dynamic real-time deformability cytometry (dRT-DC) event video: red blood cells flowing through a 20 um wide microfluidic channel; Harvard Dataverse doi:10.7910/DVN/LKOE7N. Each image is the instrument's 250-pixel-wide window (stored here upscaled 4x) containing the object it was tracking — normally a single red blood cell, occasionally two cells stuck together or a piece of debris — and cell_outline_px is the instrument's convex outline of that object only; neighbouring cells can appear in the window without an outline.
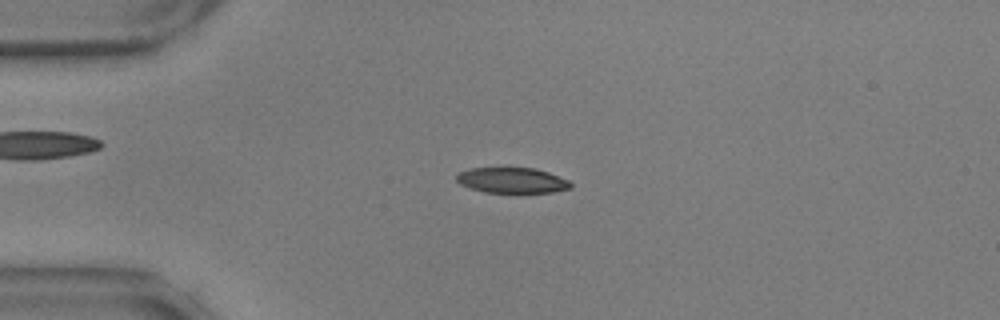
{"species": "common noctule bat (a hibernating species)", "species_latin": "Nyctalus noctula", "temperature_condition": "warm", "stored_images_in_passage": 43, "camera_frame_rate_fps": 3000, "um_per_image_px": 0.085, "animal": {"sex": "male", "body_mass_g": 17.9, "forearm_length_mm": 54.2}, "frame": {"image": 1, "passage_image": 5, "time_ms": 1.333, "image_size_px": [1000, 320], "cell_outline_px": [[572, 188], [552, 192], [484, 192], [460, 184], [456, 180], [456, 172], [472, 168], [536, 168], [548, 172], [568, 180], [572, 184]], "centroid_in_image_um": [43.51, 15.32], "position_along_channel_um": 41.5, "area_um2": 16.88}}
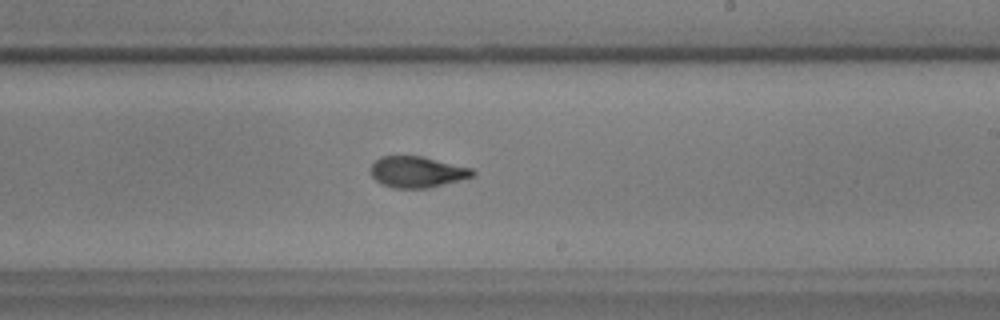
{"frame": {"image": 2, "passage_image": 25, "time_ms": 8.0, "image_size_px": [1000, 320], "cell_outline_px": [[476, 176], [428, 188], [392, 188], [380, 184], [372, 176], [372, 164], [380, 156], [420, 156], [472, 168], [476, 172]], "centroid_in_image_um": [35.47, 14.62], "position_along_channel_um": 253.5, "area_um2": 18.44}}
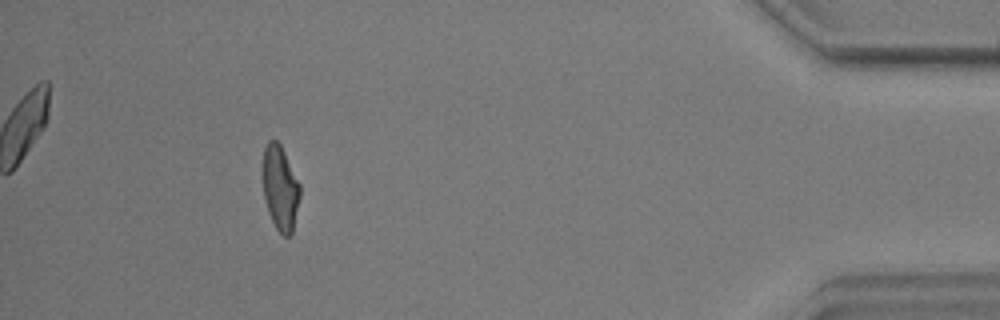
{"frame": {"image": 3, "passage_image": 43, "time_ms": 14.0, "image_size_px": [1000, 320], "cell_outline_px": [[300, 196], [292, 232], [288, 236], [284, 236], [276, 228], [268, 212], [264, 196], [264, 148], [268, 140], [276, 140], [280, 144], [300, 184]], "centroid_in_image_um": [23.83, 15.98], "position_along_channel_um": 411.4, "area_um2": 17.92}, "authors_computed_cell_mechanics": {"area_um2": 18.3804, "velocity_mm_per_s": 3.5731, "shape_relaxation_time_tau1_ms": 6.3922, "shape_relaxation_time_tau2_ms": 1.8751, "deformation_change_tau1": 0.2217, "deformation_change_tau2": 0.092}}